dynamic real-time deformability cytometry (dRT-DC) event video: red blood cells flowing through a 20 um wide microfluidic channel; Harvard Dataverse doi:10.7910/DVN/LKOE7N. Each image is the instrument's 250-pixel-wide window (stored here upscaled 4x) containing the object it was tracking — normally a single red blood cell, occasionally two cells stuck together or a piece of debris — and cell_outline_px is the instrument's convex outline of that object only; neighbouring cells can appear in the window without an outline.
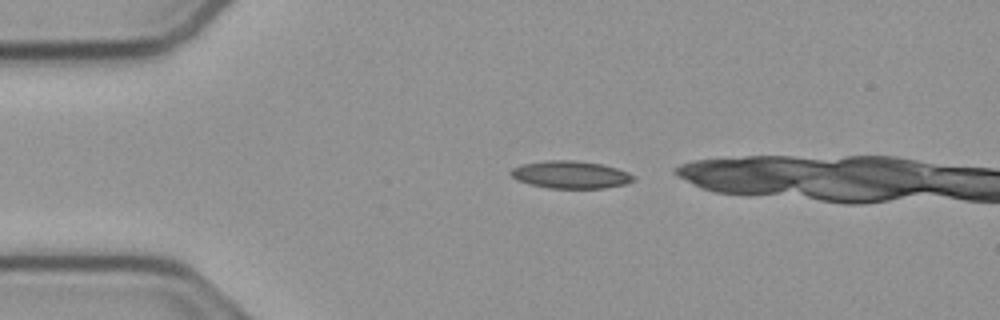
{"species": "common noctule bat (a hibernating species)", "species_latin": "Nyctalus noctula", "temperature_condition": "cold", "stored_images_in_passage": 7, "camera_frame_rate_fps": 3000, "um_per_image_px": 0.085, "animal": {"sex": "male", "body_mass_g": 23.1, "forearm_length_mm": 52.7}, "frame": {"image": 1, "passage_image": 3, "time_ms": 0.667, "image_size_px": [1000, 320], "cell_outline_px": [[636, 180], [624, 184], [604, 188], [548, 188], [528, 184], [516, 180], [508, 172], [512, 168], [520, 164], [548, 160], [576, 160], [600, 164], [616, 168], [628, 172], [636, 176]], "centroid_in_image_um": [48.47, 14.84], "position_along_channel_um": 36.5, "area_um2": 19.83}}